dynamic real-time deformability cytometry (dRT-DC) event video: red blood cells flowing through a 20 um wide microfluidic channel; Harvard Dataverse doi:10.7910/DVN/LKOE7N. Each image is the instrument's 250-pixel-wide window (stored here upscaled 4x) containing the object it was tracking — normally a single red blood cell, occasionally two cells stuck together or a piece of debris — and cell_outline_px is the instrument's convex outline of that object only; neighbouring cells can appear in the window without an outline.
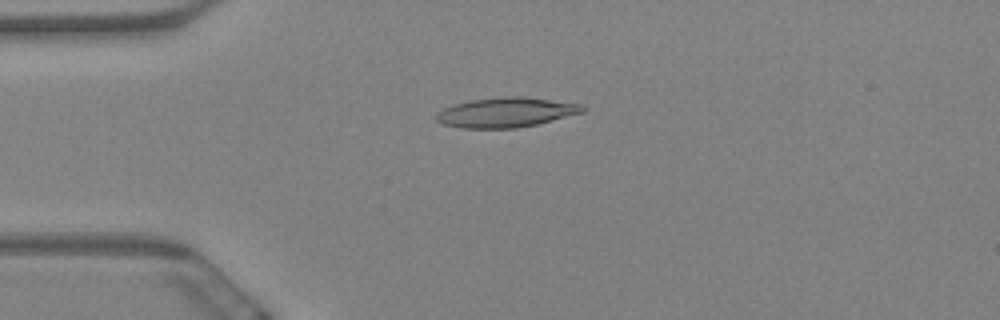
{"species": "Egyptian fruit bat (a non-hibernating species)", "species_latin": "Rousettus aegyptiacus", "temperature_condition": "warm", "stored_images_in_passage": 2, "camera_frame_rate_fps": 3000, "um_per_image_px": 0.085, "animal": {"sex": "female"}, "frame": {"image": 1, "passage_image": 1, "time_ms": 0.0, "image_size_px": [1000, 320], "cell_outline_px": [[588, 108], [584, 112], [536, 124], [516, 128], [464, 128], [440, 124], [436, 120], [436, 112], [444, 108], [456, 104], [472, 100], [500, 96], [520, 96], [580, 104]], "centroid_in_image_um": [42.99, 9.55], "position_along_channel_um": 42.0, "area_um2": 25.26}}